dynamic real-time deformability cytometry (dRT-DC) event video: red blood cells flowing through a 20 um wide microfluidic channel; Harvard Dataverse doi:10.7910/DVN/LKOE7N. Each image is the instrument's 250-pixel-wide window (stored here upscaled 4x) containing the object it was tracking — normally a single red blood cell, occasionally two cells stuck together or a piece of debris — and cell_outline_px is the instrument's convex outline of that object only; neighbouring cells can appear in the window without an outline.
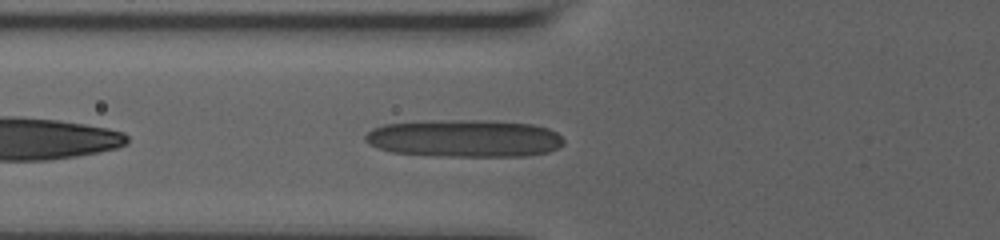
{"species": "human", "species_latin": "Homo sapiens", "temperature_condition": "room temperature", "stored_images_in_passage": 22, "camera_frame_rate_fps": 3000, "um_per_image_px": 0.085, "donor": {"sex": "male"}, "frame": {"image": 1, "passage_image": 9, "time_ms": 3.333, "image_size_px": [1000, 240], "cell_outline_px": [[564, 144], [560, 148], [548, 152], [524, 156], [436, 156], [392, 152], [376, 148], [368, 144], [364, 140], [364, 136], [372, 128], [384, 124], [432, 120], [476, 120], [532, 124], [548, 128], [556, 132], [564, 140]], "centroid_in_image_um": [39.45, 11.76], "position_along_channel_um": 86.3, "area_um2": 43.64}}
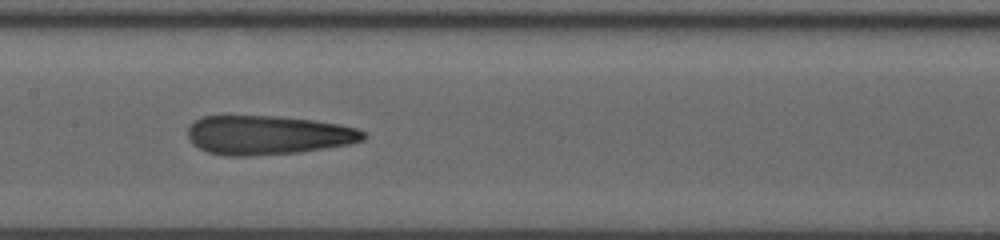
{"frame": {"image": 2, "passage_image": 17, "time_ms": 6.0, "image_size_px": [1000, 240], "cell_outline_px": [[368, 136], [364, 140], [348, 144], [300, 152], [252, 156], [228, 156], [208, 152], [192, 144], [188, 136], [188, 128], [192, 120], [200, 116], [276, 116], [312, 120], [340, 124], [356, 128], [364, 132]], "centroid_in_image_um": [22.74, 11.48], "position_along_channel_um": 184.7, "area_um2": 40.17}}
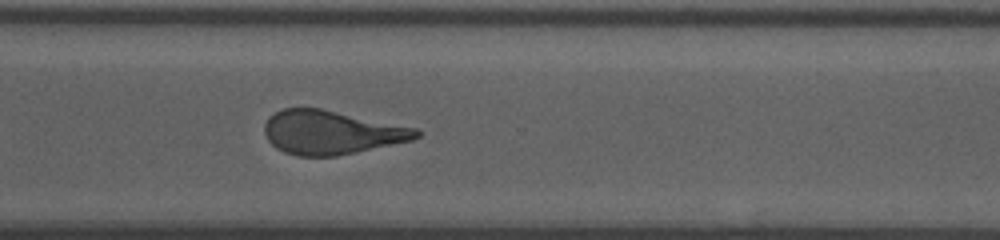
{"frame": {"image": 3, "passage_image": 22, "time_ms": 10.333, "image_size_px": [1000, 240], "cell_outline_px": [[420, 136], [412, 140], [356, 152], [336, 156], [296, 156], [284, 152], [276, 148], [268, 140], [264, 132], [264, 124], [268, 116], [284, 108], [320, 108], [416, 128], [420, 132]], "centroid_in_image_um": [28.12, 11.26], "position_along_channel_um": 342.5, "area_um2": 38.55}}